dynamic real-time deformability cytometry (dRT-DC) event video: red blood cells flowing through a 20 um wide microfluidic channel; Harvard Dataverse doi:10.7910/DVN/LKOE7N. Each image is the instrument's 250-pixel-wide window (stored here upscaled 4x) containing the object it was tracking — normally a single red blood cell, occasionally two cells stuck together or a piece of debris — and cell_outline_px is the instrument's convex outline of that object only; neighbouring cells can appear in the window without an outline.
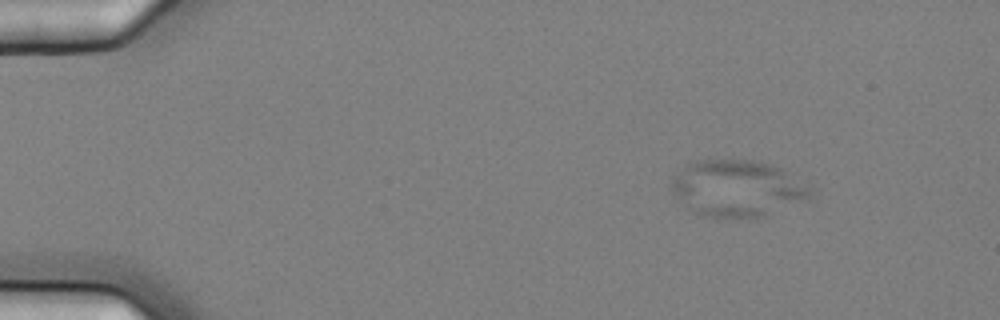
{"species": "common noctule bat (a hibernating species)", "species_latin": "Nyctalus noctula", "temperature_condition": "cold", "stored_images_in_passage": 5, "camera_frame_rate_fps": 3000, "um_per_image_px": 0.085, "animal": {"sex": "female", "body_mass_g": 25.1}, "frame": {"image": 1, "passage_image": 3, "time_ms": 0.667, "image_size_px": [1000, 320], "cell_outline_px": [[812, 192], [808, 196], [760, 216], [716, 220], [692, 212], [668, 188], [672, 180], [688, 164], [696, 160], [752, 160], [772, 164], [812, 184]], "centroid_in_image_um": [62.62, 16.01], "position_along_channel_um": 22.4, "area_um2": 45.49}}